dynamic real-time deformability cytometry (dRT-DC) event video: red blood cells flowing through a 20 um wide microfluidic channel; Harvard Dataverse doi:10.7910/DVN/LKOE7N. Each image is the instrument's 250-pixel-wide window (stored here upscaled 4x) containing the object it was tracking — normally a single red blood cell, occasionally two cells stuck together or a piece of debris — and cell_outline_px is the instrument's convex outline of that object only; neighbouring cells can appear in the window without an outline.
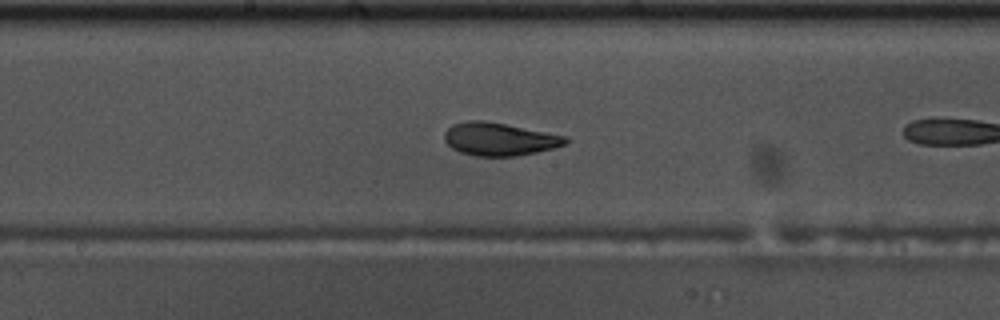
{"species": "common noctule bat (a hibernating species)", "species_latin": "Nyctalus noctula", "temperature_condition": "warm", "stored_images_in_passage": 26, "camera_frame_rate_fps": 3000, "um_per_image_px": 0.085, "animal": {"sex": "male", "body_mass_g": 17.5, "forearm_length_mm": 52.3}, "frame": {"image": 1, "passage_image": 12, "time_ms": 3.667, "image_size_px": [1000, 320], "cell_outline_px": [[568, 140], [564, 144], [552, 148], [536, 152], [516, 156], [476, 156], [460, 152], [452, 148], [444, 140], [444, 132], [452, 124], [468, 120], [484, 120], [568, 136]], "centroid_in_image_um": [42.41, 11.82], "position_along_channel_um": 205.8, "area_um2": 23.18}}